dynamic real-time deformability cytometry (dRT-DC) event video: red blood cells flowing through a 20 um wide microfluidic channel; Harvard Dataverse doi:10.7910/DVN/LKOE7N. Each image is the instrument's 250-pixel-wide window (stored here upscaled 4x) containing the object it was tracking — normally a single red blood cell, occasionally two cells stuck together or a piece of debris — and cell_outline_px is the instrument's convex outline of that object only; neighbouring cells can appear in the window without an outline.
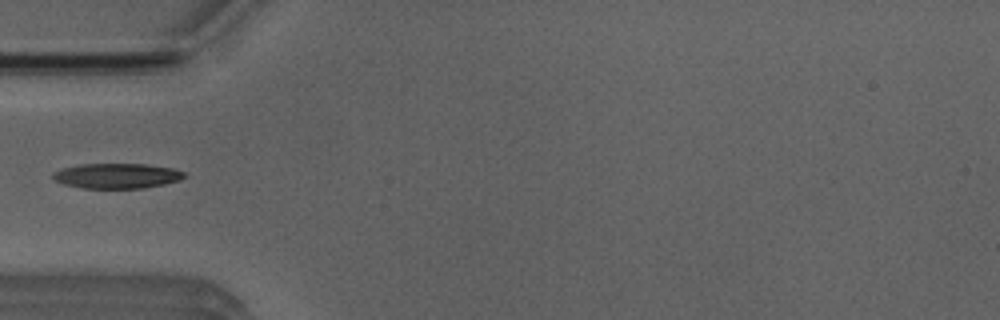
{"species": "Egyptian fruit bat (a non-hibernating species)", "species_latin": "Rousettus aegyptiacus", "temperature_condition": "room temperature", "stored_images_in_passage": 4, "camera_frame_rate_fps": 3000, "um_per_image_px": 0.085, "animal": {"sex": "male"}, "frame": {"image": 1, "passage_image": 4, "time_ms": 3.667, "image_size_px": [1000, 320], "cell_outline_px": [[184, 176], [180, 180], [164, 184], [144, 188], [80, 188], [64, 184], [56, 180], [52, 176], [52, 172], [60, 168], [80, 164], [148, 164], [172, 168], [184, 172]], "centroid_in_image_um": [9.9, 14.94], "position_along_channel_um": 75.1, "area_um2": 19.25}}